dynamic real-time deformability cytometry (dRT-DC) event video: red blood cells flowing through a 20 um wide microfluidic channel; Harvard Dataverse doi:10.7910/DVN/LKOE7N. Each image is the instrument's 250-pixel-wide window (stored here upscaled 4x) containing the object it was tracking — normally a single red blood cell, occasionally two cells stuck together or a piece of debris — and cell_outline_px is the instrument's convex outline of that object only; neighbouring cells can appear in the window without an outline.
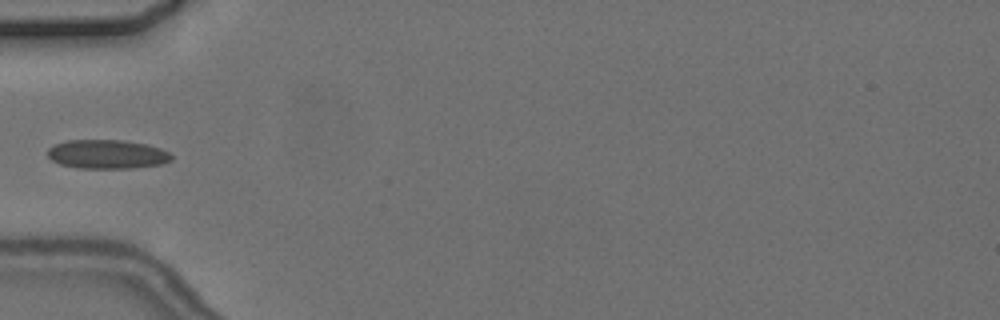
{"species": "common noctule bat (a hibernating species)", "species_latin": "Nyctalus noctula", "temperature_condition": "cold", "stored_images_in_passage": 7, "camera_frame_rate_fps": 3000, "um_per_image_px": 0.085, "animal": {"sex": "female", "body_mass_g": 24.6, "forearm_length_mm": 56.2}, "frame": {"image": 1, "passage_image": 4, "time_ms": 5.0, "image_size_px": [1000, 320], "cell_outline_px": [[172, 160], [160, 164], [132, 168], [76, 168], [60, 164], [52, 160], [48, 156], [48, 148], [56, 144], [68, 140], [124, 140], [148, 144], [160, 148], [168, 152], [172, 156]], "centroid_in_image_um": [9.11, 13.11], "position_along_channel_um": 75.9, "area_um2": 20.92}}
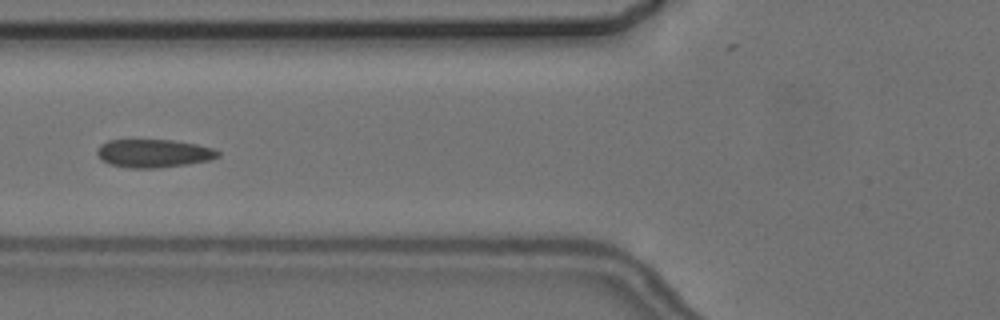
{"frame": {"image": 2, "passage_image": 5, "time_ms": 6.0, "image_size_px": [1000, 320], "cell_outline_px": [[220, 156], [208, 160], [188, 164], [160, 168], [128, 168], [108, 164], [100, 160], [96, 152], [96, 148], [100, 144], [108, 140], [172, 140], [196, 144], [212, 148], [220, 152]], "centroid_in_image_um": [13.0, 13.04], "position_along_channel_um": 112.8, "area_um2": 20.06}}
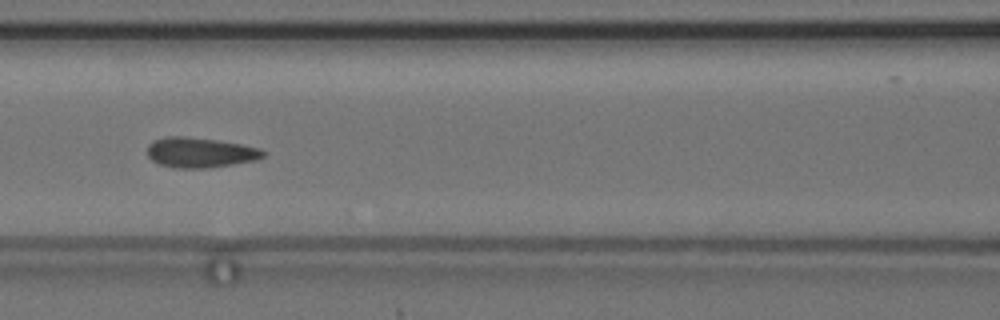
{"frame": {"image": 3, "passage_image": 6, "time_ms": 7.0, "image_size_px": [1000, 320], "cell_outline_px": [[268, 152], [264, 156], [256, 160], [208, 168], [176, 168], [160, 164], [152, 160], [148, 156], [148, 144], [152, 140], [168, 136], [184, 136], [216, 140], [240, 144], [260, 148]], "centroid_in_image_um": [17.01, 12.96], "position_along_channel_um": 149.6, "area_um2": 20.35}}